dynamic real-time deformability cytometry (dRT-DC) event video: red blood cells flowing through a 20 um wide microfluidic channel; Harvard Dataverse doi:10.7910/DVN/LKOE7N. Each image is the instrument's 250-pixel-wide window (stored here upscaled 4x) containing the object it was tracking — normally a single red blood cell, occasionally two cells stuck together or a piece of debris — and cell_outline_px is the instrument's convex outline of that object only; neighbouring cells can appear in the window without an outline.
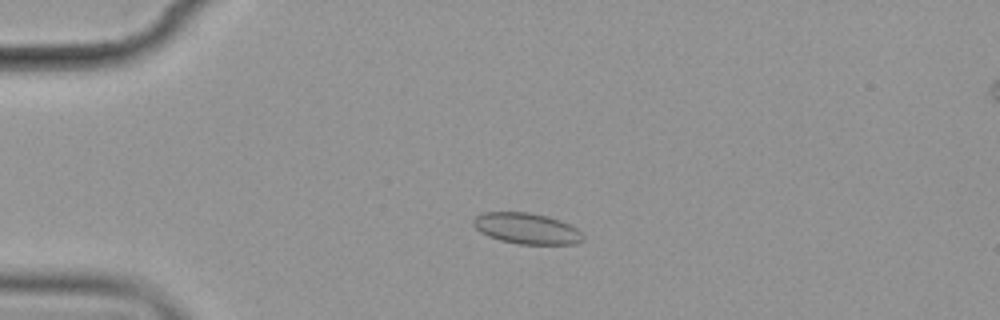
{"species": "common noctule bat (a hibernating species)", "species_latin": "Nyctalus noctula", "temperature_condition": "cold", "stored_images_in_passage": 4, "camera_frame_rate_fps": 3000, "um_per_image_px": 0.085, "animal": {"sex": "female", "body_mass_g": 19.9}, "frame": {"image": 1, "passage_image": 2, "time_ms": 1.0, "image_size_px": [1000, 320], "cell_outline_px": [[584, 240], [576, 244], [520, 244], [500, 240], [488, 236], [480, 232], [472, 224], [472, 220], [476, 216], [484, 212], [528, 212], [548, 216], [560, 220], [576, 228], [584, 236]], "centroid_in_image_um": [44.76, 19.42], "position_along_channel_um": 40.2, "area_um2": 19.83}}